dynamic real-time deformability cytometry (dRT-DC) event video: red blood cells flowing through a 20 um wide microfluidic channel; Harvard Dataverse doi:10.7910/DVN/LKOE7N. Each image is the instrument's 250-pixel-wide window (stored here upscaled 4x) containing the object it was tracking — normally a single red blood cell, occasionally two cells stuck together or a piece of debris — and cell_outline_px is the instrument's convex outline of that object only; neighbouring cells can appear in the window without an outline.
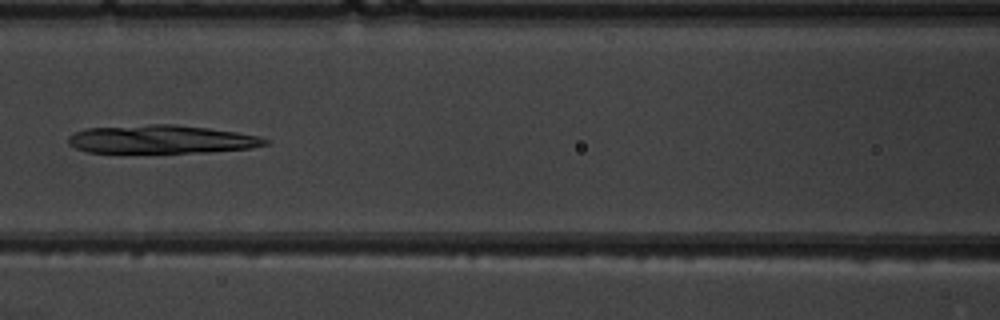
{"species": "common noctule bat (a hibernating species)", "species_latin": "Nyctalus noctula", "temperature_condition": "warm", "stored_images_in_passage": 7, "camera_frame_rate_fps": 3000, "um_per_image_px": 0.085, "animal": {"sex": "male", "body_mass_g": 19.5, "forearm_length_mm": 54.6}, "frame": {"image": 1, "passage_image": 6, "time_ms": 5.667, "image_size_px": [1000, 320], "cell_outline_px": [[272, 140], [268, 144], [252, 148], [208, 152], [120, 156], [88, 152], [76, 148], [68, 144], [68, 136], [84, 128], [148, 124], [176, 124], [208, 128], [236, 132], [260, 136]], "centroid_in_image_um": [13.65, 11.89], "position_along_channel_um": 152.9, "area_um2": 34.39}}
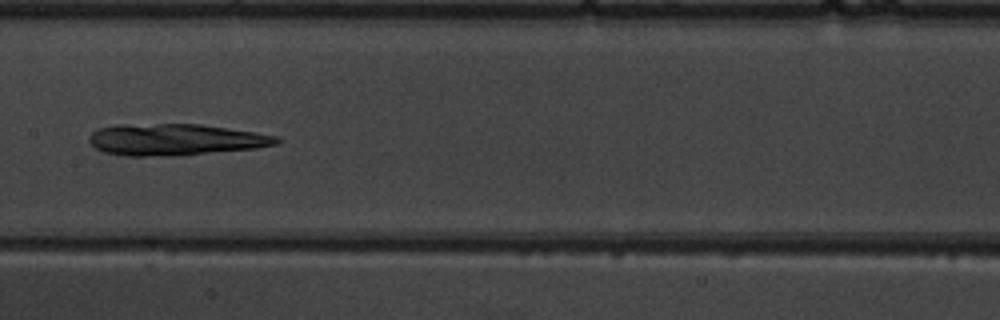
{"frame": {"image": 2, "passage_image": 7, "time_ms": 6.667, "image_size_px": [1000, 320], "cell_outline_px": [[280, 140], [276, 144], [256, 148], [180, 156], [124, 156], [104, 152], [96, 148], [88, 140], [88, 136], [96, 128], [116, 124], [200, 124], [256, 132], [276, 136]], "centroid_in_image_um": [14.85, 11.87], "position_along_channel_um": 192.5, "area_um2": 34.8}}